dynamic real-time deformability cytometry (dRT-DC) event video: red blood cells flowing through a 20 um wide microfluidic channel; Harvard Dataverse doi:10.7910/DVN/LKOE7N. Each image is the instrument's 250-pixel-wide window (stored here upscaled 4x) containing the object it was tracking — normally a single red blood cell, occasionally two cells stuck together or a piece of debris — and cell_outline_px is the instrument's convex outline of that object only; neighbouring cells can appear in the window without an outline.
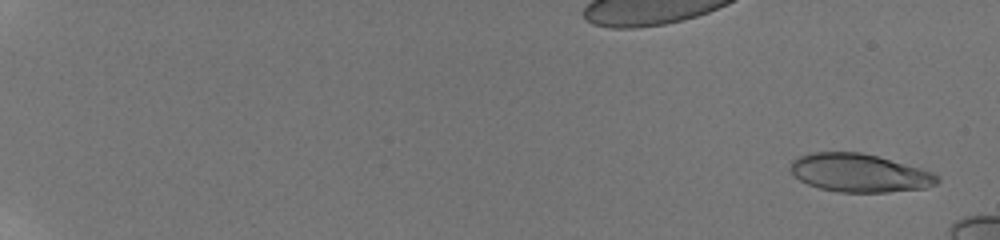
{"species": "human", "species_latin": "Homo sapiens", "temperature_condition": "room temperature", "stored_images_in_passage": 22, "camera_frame_rate_fps": 3000, "um_per_image_px": 0.085, "donor": {"sex": "male"}, "frame": {"image": 1, "passage_image": 4, "time_ms": 0.667, "image_size_px": [1000, 240], "cell_outline_px": [[940, 180], [936, 184], [928, 188], [888, 192], [840, 192], [820, 188], [808, 184], [800, 180], [788, 168], [792, 160], [808, 152], [860, 152], [876, 156], [920, 168], [932, 172], [940, 176]], "centroid_in_image_um": [73.06, 14.7], "position_along_channel_um": 11.9, "area_um2": 32.71}}